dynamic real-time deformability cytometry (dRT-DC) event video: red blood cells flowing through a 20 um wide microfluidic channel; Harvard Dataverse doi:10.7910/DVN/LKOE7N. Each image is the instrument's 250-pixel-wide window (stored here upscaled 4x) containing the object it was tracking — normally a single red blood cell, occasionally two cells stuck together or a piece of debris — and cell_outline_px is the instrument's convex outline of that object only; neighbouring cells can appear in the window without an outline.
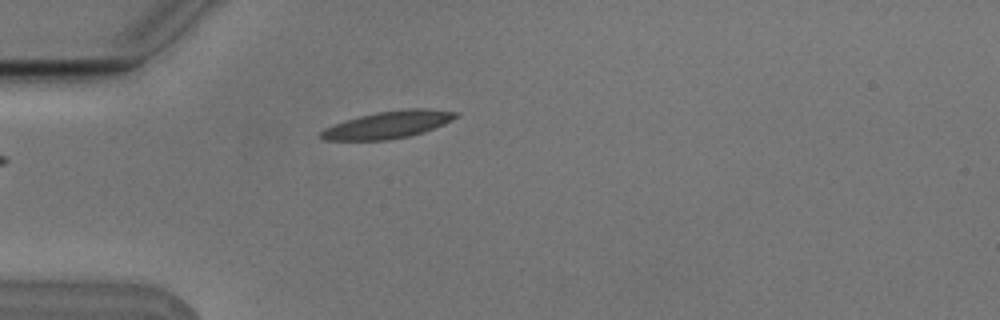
{"species": "Egyptian fruit bat (a non-hibernating species)", "species_latin": "Rousettus aegyptiacus", "temperature_condition": "cold", "stored_images_in_passage": 5, "camera_frame_rate_fps": 3000, "um_per_image_px": 0.085, "animal": {"sex": "male"}, "frame": {"image": 1, "passage_image": 5, "time_ms": 1.333, "image_size_px": [1000, 320], "cell_outline_px": [[456, 116], [452, 120], [444, 124], [424, 132], [412, 136], [388, 140], [324, 140], [320, 136], [320, 132], [324, 128], [344, 120], [376, 112], [408, 108], [424, 108], [456, 112]], "centroid_in_image_um": [32.96, 10.61], "position_along_channel_um": 52.0, "area_um2": 21.39}}